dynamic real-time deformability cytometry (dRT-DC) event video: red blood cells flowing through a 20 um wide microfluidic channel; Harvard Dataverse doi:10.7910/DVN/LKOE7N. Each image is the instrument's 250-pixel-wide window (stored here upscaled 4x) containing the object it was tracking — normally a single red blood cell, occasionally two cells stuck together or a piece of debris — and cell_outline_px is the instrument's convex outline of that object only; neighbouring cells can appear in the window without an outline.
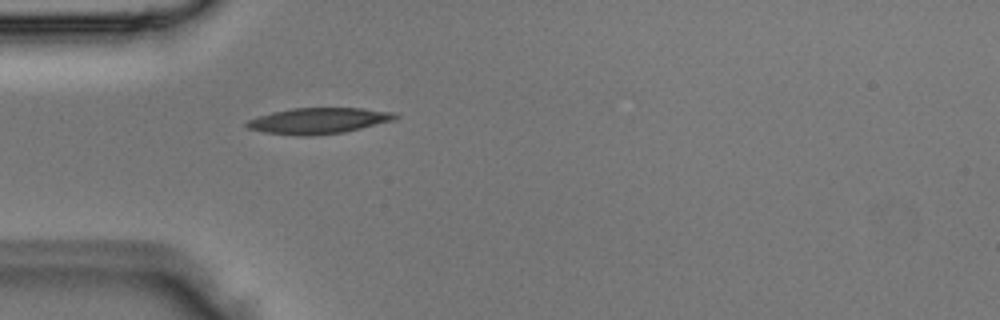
{"species": "Egyptian fruit bat (a non-hibernating species)", "species_latin": "Rousettus aegyptiacus", "temperature_condition": "room temperature", "stored_images_in_passage": 1, "camera_frame_rate_fps": 3000, "um_per_image_px": 0.085, "animal": {"sex": "male"}, "frame": {"image": 1, "passage_image": 1, "time_ms": 0.0, "image_size_px": [1000, 320], "cell_outline_px": [[400, 116], [392, 120], [344, 132], [312, 136], [296, 136], [264, 132], [248, 128], [244, 124], [248, 120], [272, 112], [292, 108], [364, 108], [392, 112]], "centroid_in_image_um": [27.04, 10.27], "position_along_channel_um": 58.0, "area_um2": 22.31}}